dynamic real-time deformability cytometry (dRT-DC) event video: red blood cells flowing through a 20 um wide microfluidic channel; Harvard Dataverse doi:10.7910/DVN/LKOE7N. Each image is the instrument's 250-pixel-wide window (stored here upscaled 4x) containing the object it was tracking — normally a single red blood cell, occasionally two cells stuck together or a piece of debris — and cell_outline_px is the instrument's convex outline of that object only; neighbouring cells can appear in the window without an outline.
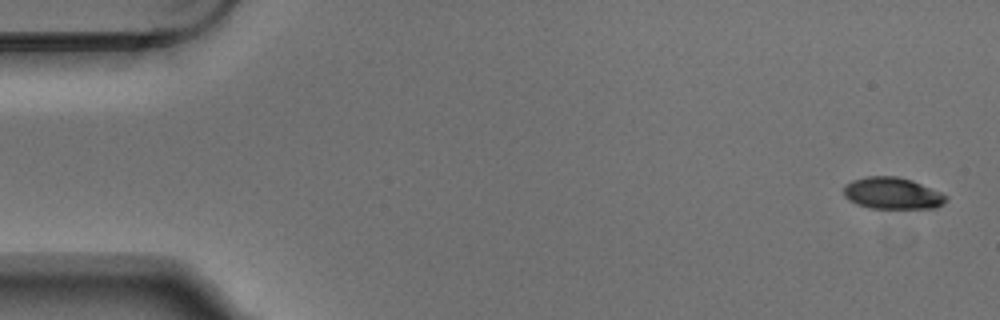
{"species": "Egyptian fruit bat (a non-hibernating species)", "species_latin": "Rousettus aegyptiacus", "temperature_condition": "warm", "stored_images_in_passage": 5, "camera_frame_rate_fps": 3000, "um_per_image_px": 0.085, "animal": {"sex": "male"}, "frame": {"image": 1, "passage_image": 1, "time_ms": 0.0, "image_size_px": [1000, 320], "cell_outline_px": [[948, 200], [944, 204], [936, 208], [868, 208], [856, 204], [848, 200], [844, 196], [844, 184], [852, 180], [868, 176], [896, 176], [912, 180], [940, 192], [948, 196]], "centroid_in_image_um": [75.84, 16.43], "position_along_channel_um": 9.2, "area_um2": 19.07}}
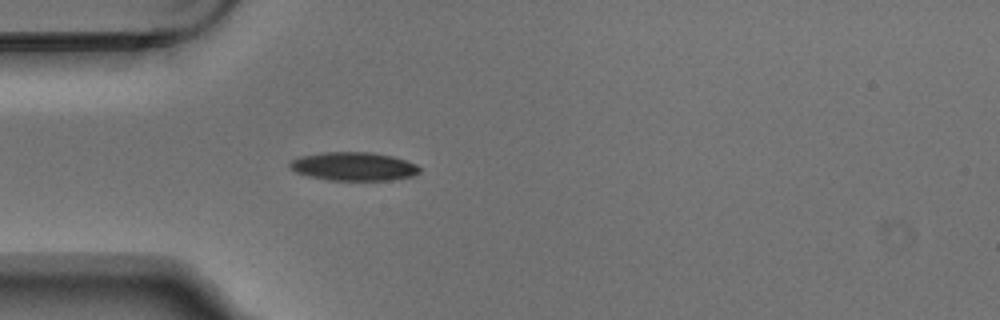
{"frame": {"image": 2, "passage_image": 5, "time_ms": 1.333, "image_size_px": [1000, 320], "cell_outline_px": [[420, 172], [412, 176], [392, 180], [328, 180], [308, 176], [296, 172], [288, 168], [288, 160], [300, 156], [320, 152], [372, 152], [392, 156], [416, 164], [420, 168]], "centroid_in_image_um": [30.0, 14.14], "position_along_channel_um": 55.0, "area_um2": 21.79}}